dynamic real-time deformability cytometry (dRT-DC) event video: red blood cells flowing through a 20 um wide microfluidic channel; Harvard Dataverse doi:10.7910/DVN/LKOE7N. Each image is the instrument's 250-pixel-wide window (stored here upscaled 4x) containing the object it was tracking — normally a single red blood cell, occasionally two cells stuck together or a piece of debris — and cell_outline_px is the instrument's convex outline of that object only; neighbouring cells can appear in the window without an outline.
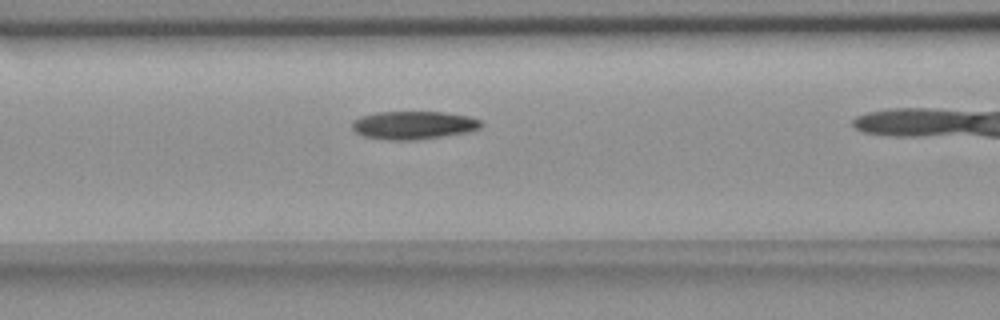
{"species": "common noctule bat (a hibernating species)", "species_latin": "Nyctalus noctula", "temperature_condition": "room temperature", "stored_images_in_passage": 20, "camera_frame_rate_fps": 3000, "um_per_image_px": 0.085, "animal": {"sex": "female", "body_mass_g": 18.4}, "frame": {"image": 1, "passage_image": 12, "time_ms": 3.667, "image_size_px": [1000, 320], "cell_outline_px": [[484, 124], [480, 128], [468, 132], [416, 140], [388, 140], [364, 136], [356, 132], [352, 128], [352, 120], [360, 116], [376, 112], [444, 112], [468, 116], [480, 120]], "centroid_in_image_um": [35.14, 10.63], "position_along_channel_um": 131.5, "area_um2": 21.21}}
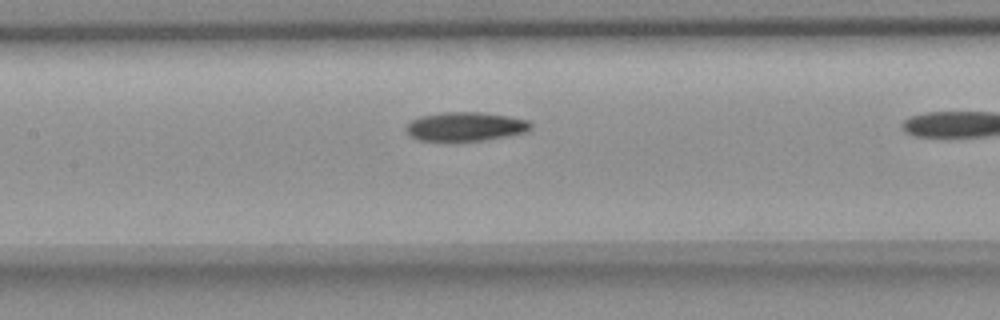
{"frame": {"image": 2, "passage_image": 15, "time_ms": 4.667, "image_size_px": [1000, 320], "cell_outline_px": [[532, 128], [524, 132], [508, 136], [484, 140], [420, 140], [412, 136], [404, 128], [412, 120], [420, 116], [444, 112], [480, 112], [508, 116], [528, 120], [532, 124]], "centroid_in_image_um": [39.59, 10.74], "position_along_channel_um": 167.8, "area_um2": 20.75}}